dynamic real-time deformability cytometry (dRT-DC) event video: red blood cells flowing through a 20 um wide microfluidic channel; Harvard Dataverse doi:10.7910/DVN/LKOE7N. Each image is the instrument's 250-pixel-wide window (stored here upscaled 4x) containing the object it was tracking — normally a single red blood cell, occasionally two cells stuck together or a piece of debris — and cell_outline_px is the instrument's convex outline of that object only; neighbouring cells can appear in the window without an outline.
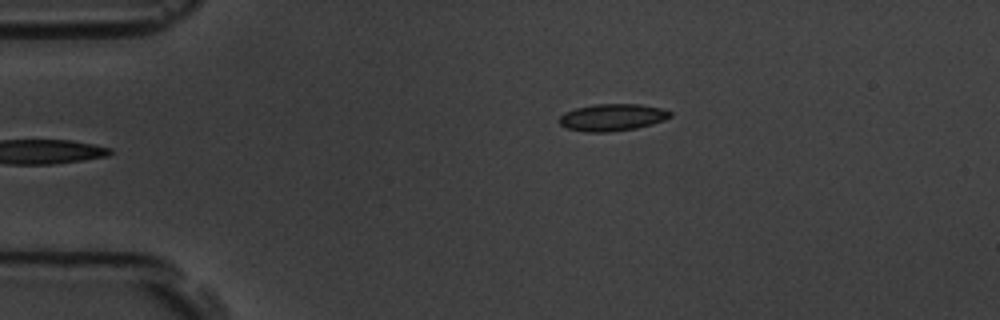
{"species": "common noctule bat (a hibernating species)", "species_latin": "Nyctalus noctula", "temperature_condition": "room temperature", "stored_images_in_passage": 4, "camera_frame_rate_fps": 3000, "um_per_image_px": 0.085, "animal": {"sex": "male", "body_mass_g": 19.5, "forearm_length_mm": 54.6}, "frame": {"image": 1, "passage_image": 4, "time_ms": 3.333, "image_size_px": [1000, 320], "cell_outline_px": [[672, 116], [664, 120], [652, 124], [636, 128], [608, 132], [584, 132], [564, 128], [560, 124], [560, 116], [564, 112], [576, 108], [592, 104], [640, 104], [664, 108], [672, 112]], "centroid_in_image_um": [52.05, 9.97], "position_along_channel_um": 33.0, "area_um2": 17.69}}